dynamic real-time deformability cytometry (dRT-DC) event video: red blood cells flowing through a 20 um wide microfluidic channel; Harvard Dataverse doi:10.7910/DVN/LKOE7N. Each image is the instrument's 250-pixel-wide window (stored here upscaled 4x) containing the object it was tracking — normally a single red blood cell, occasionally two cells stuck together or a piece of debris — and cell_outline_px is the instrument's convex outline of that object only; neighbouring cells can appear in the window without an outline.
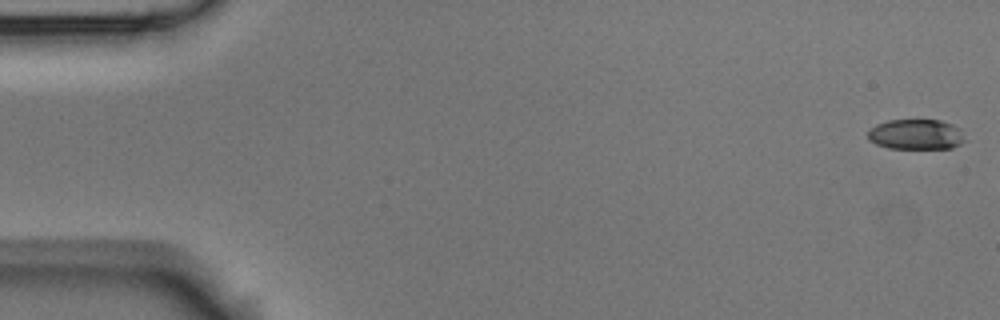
{"species": "Egyptian fruit bat (a non-hibernating species)", "species_latin": "Rousettus aegyptiacus", "temperature_condition": "room temperature", "stored_images_in_passage": 3, "camera_frame_rate_fps": 3000, "um_per_image_px": 0.085, "animal": {"sex": "male"}, "frame": {"image": 1, "passage_image": 1, "time_ms": 0.0, "image_size_px": [1000, 320], "cell_outline_px": [[968, 140], [952, 148], [888, 148], [876, 144], [868, 140], [868, 132], [876, 124], [888, 120], [940, 120], [952, 124], [960, 128]], "centroid_in_image_um": [77.9, 11.42], "position_along_channel_um": 7.1, "area_um2": 17.28}}